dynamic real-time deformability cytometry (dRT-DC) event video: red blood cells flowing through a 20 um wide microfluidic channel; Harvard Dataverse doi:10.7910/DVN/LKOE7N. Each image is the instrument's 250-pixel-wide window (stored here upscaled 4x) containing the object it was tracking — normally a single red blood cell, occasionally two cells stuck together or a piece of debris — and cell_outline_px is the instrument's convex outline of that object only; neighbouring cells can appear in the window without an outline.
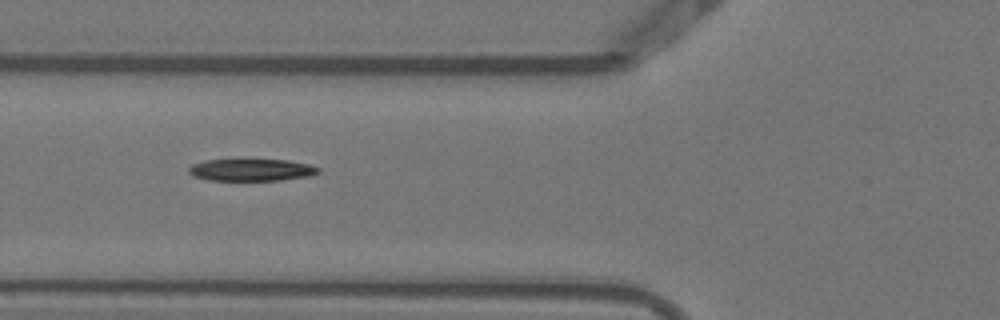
{"species": "Egyptian fruit bat (a non-hibernating species)", "species_latin": "Rousettus aegyptiacus", "temperature_condition": "warm", "stored_images_in_passage": 9, "segment_of_instrument_passage": [2, 2], "camera_frame_rate_fps": 3000, "um_per_image_px": 0.085, "animal": {"sex": "female"}, "frame": {"image": 1, "passage_image": 5, "time_ms": 1.333, "image_size_px": [1000, 320], "cell_outline_px": [[320, 172], [312, 176], [280, 180], [208, 180], [192, 176], [188, 172], [188, 168], [192, 164], [204, 160], [288, 160], [308, 164], [320, 168]], "centroid_in_image_um": [21.37, 14.45], "position_along_channel_um": 104.4, "area_um2": 16.7}}
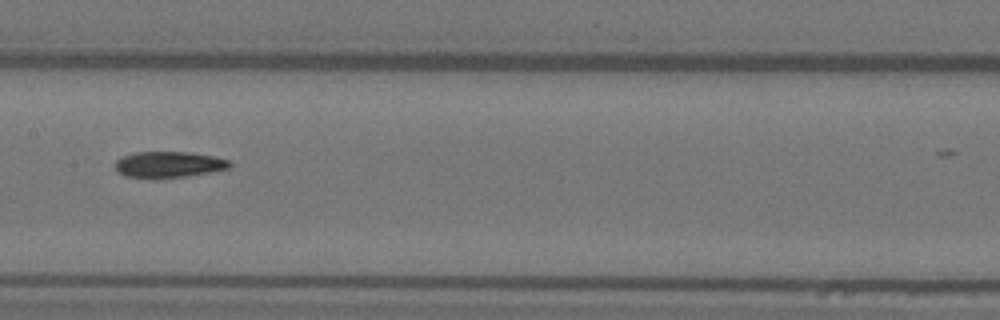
{"frame": {"image": 2, "passage_image": 7, "time_ms": 2.0, "image_size_px": [1000, 320], "cell_outline_px": [[232, 164], [228, 168], [212, 172], [184, 176], [124, 176], [116, 172], [116, 160], [120, 156], [132, 152], [192, 152], [216, 156], [228, 160]], "centroid_in_image_um": [14.35, 13.94], "position_along_channel_um": 193.1, "area_um2": 17.11}}
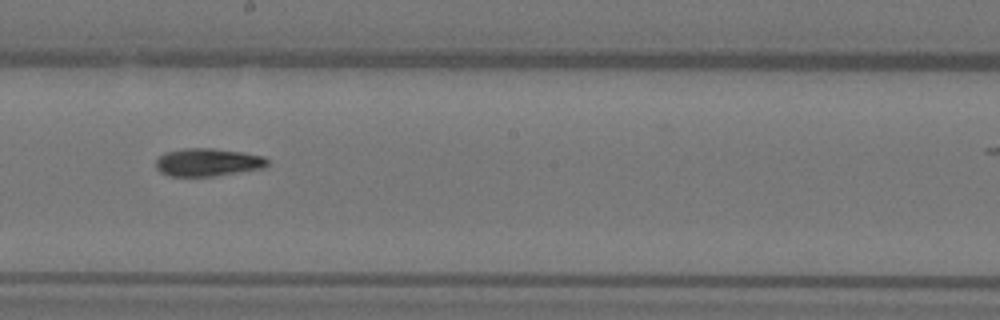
{"frame": {"image": 3, "passage_image": 8, "time_ms": 2.333, "image_size_px": [1000, 320], "cell_outline_px": [[268, 164], [264, 168], [212, 176], [168, 176], [160, 172], [156, 168], [156, 160], [160, 156], [168, 152], [184, 148], [212, 148], [240, 152], [264, 156], [268, 160]], "centroid_in_image_um": [17.65, 13.8], "position_along_channel_um": 230.5, "area_um2": 17.98}}